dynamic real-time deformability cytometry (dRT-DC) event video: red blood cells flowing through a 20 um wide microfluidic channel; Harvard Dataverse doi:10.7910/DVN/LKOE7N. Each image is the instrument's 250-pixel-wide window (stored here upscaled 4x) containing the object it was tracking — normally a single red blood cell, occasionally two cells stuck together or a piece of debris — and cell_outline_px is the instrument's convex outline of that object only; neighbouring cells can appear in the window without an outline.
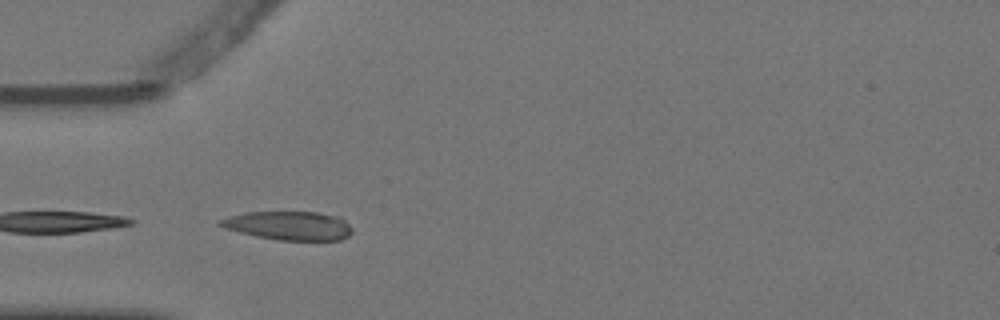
{"species": "Egyptian fruit bat (a non-hibernating species)", "species_latin": "Rousettus aegyptiacus", "temperature_condition": "warm", "stored_images_in_passage": 6, "camera_frame_rate_fps": 3000, "um_per_image_px": 0.085, "animal": {"sex": "female"}, "frame": {"image": 1, "passage_image": 4, "time_ms": 1.0, "image_size_px": [1000, 320], "cell_outline_px": [[352, 232], [348, 236], [340, 240], [280, 240], [256, 236], [224, 228], [216, 224], [220, 220], [244, 212], [316, 212], [340, 216], [352, 228]], "centroid_in_image_um": [24.58, 19.17], "position_along_channel_um": 60.4, "area_um2": 22.02}}
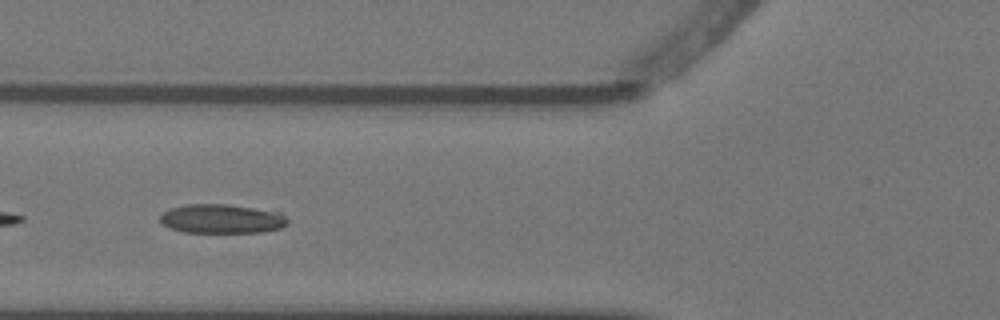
{"frame": {"image": 2, "passage_image": 5, "time_ms": 1.333, "image_size_px": [1000, 320], "cell_outline_px": [[288, 220], [280, 228], [264, 232], [184, 232], [172, 228], [164, 224], [160, 220], [160, 216], [168, 208], [188, 204], [228, 204], [280, 212]], "centroid_in_image_um": [18.84, 18.59], "position_along_channel_um": 107.0, "area_um2": 21.44}}
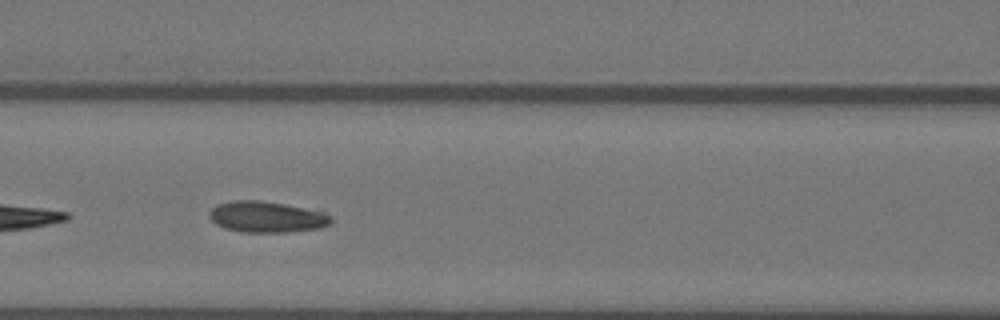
{"frame": {"image": 3, "passage_image": 6, "time_ms": 1.667, "image_size_px": [1000, 320], "cell_outline_px": [[332, 220], [328, 224], [320, 228], [284, 232], [244, 232], [224, 228], [216, 224], [208, 216], [208, 212], [216, 204], [228, 200], [260, 200], [284, 204], [324, 212], [332, 216]], "centroid_in_image_um": [22.62, 18.42], "position_along_channel_um": 144.0, "area_um2": 22.08}}